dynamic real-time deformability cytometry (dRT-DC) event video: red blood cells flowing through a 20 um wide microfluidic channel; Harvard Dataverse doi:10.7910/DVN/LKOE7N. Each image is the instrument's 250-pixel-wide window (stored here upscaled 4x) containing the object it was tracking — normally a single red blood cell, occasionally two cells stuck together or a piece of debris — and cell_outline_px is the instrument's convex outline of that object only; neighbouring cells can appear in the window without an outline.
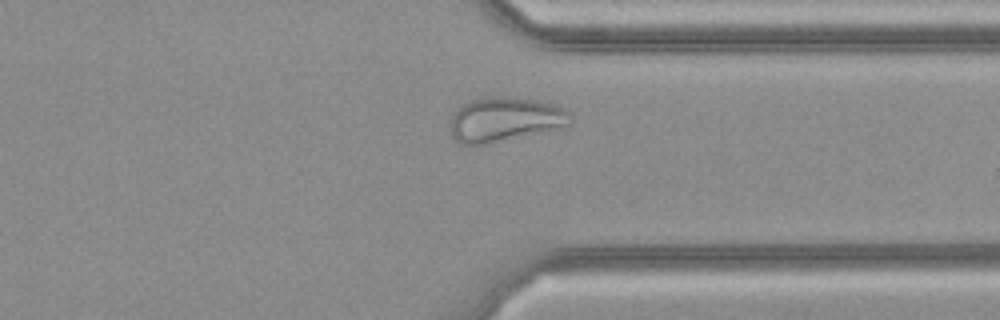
{"species": "common noctule bat (a hibernating species)", "species_latin": "Nyctalus noctula", "temperature_condition": "cold", "stored_images_in_passage": 29, "camera_frame_rate_fps": 3000, "um_per_image_px": 0.085, "animal": {"sex": "female", "body_mass_g": 21.9}, "frame": {"image": 1, "passage_image": 21, "time_ms": 6.667, "image_size_px": [1000, 320], "cell_outline_px": [[572, 120], [568, 124], [484, 144], [460, 144], [452, 136], [452, 116], [464, 104], [472, 100], [492, 96], [500, 96], [536, 100], [552, 104], [564, 108], [572, 116]], "centroid_in_image_um": [42.88, 10.12], "position_along_channel_um": 368.5, "area_um2": 29.82}}